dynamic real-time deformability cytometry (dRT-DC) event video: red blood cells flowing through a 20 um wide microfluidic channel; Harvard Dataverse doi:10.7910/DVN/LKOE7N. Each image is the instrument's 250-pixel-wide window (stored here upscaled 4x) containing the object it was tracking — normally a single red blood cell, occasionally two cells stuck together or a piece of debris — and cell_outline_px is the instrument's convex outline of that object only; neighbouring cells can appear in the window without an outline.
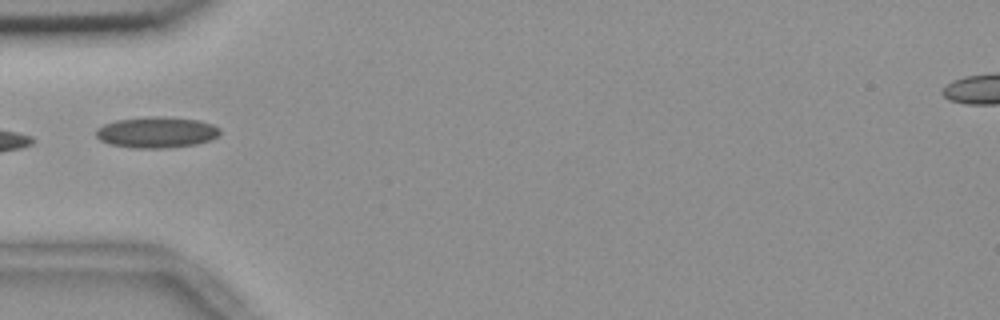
{"species": "common noctule bat (a hibernating species)", "species_latin": "Nyctalus noctula", "temperature_condition": "room temperature", "stored_images_in_passage": 6, "camera_frame_rate_fps": 3000, "um_per_image_px": 0.085, "animal": {"sex": "female", "body_mass_g": 18.4}, "frame": {"image": 1, "passage_image": 1, "time_ms": 0.0, "image_size_px": [1000, 320], "cell_outline_px": [[220, 132], [216, 136], [208, 140], [196, 144], [164, 148], [132, 148], [112, 144], [100, 140], [96, 136], [96, 128], [104, 124], [116, 120], [156, 116], [160, 116], [200, 120], [212, 124], [220, 128]], "centroid_in_image_um": [13.29, 11.24], "position_along_channel_um": 71.7, "area_um2": 22.25}}